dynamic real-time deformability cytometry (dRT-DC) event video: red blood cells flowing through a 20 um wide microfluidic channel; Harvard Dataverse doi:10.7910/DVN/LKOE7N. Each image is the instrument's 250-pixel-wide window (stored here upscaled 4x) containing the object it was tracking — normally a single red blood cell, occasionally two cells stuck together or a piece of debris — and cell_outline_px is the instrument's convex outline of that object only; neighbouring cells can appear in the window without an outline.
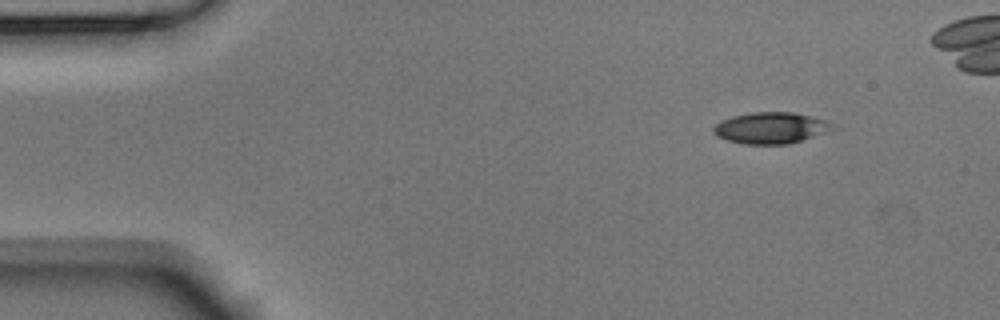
{"species": "Egyptian fruit bat (a non-hibernating species)", "species_latin": "Rousettus aegyptiacus", "temperature_condition": "room temperature", "stored_images_in_passage": 4, "camera_frame_rate_fps": 3000, "um_per_image_px": 0.085, "animal": {"sex": "male"}, "frame": {"image": 1, "passage_image": 1, "time_ms": 0.0, "image_size_px": [1000, 320], "cell_outline_px": [[836, 128], [788, 144], [744, 144], [728, 140], [716, 136], [712, 132], [712, 128], [720, 120], [732, 116], [752, 112], [792, 112], [812, 116], [824, 120]], "centroid_in_image_um": [65.44, 10.86], "position_along_channel_um": 19.6, "area_um2": 21.5}}